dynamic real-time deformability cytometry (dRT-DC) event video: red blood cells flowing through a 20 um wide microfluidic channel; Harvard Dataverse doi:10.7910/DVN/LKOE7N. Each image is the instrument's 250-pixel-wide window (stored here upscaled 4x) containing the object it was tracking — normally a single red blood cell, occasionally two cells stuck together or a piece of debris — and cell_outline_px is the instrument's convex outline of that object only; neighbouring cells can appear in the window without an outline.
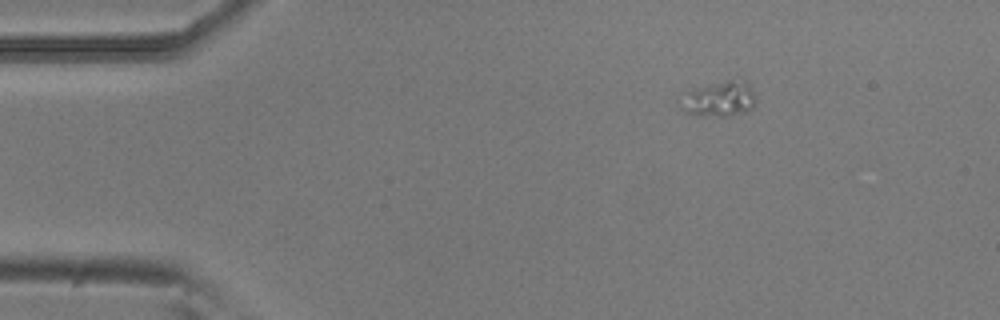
{"species": "common noctule bat (a hibernating species)", "species_latin": "Nyctalus noctula", "temperature_condition": "room temperature", "stored_images_in_passage": 47, "camera_frame_rate_fps": 3000, "um_per_image_px": 0.085, "animal": {"sex": "male", "body_mass_g": 20.5, "forearm_length_mm": 52.5}, "frame": {"image": 1, "passage_image": 1, "time_ms": 0.0, "image_size_px": [1000, 320], "cell_outline_px": [[756, 100], [752, 108], [744, 112], [728, 116], [696, 116], [684, 112], [680, 108], [688, 92], [696, 88], [728, 80], [744, 80], [748, 84]], "centroid_in_image_um": [61.16, 8.44], "position_along_channel_um": 23.8, "area_um2": 15.09}}
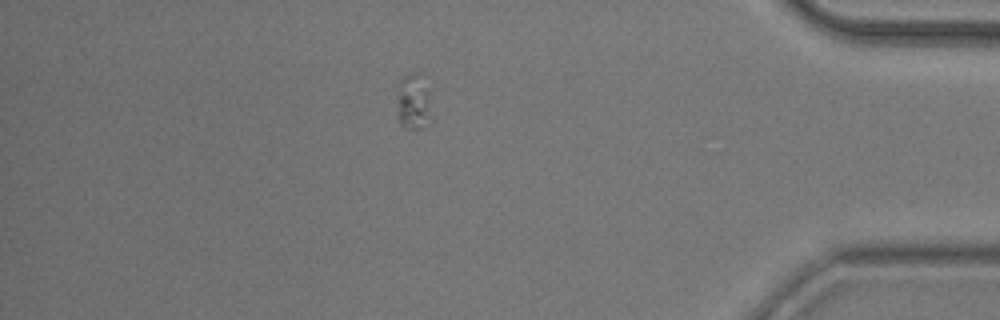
{"frame": {"image": 2, "passage_image": 40, "time_ms": 13.0, "image_size_px": [1000, 320], "cell_outline_px": [[432, 124], [424, 128], [408, 128], [400, 124], [396, 116], [396, 80], [400, 76], [412, 72], [420, 72], [428, 92], [432, 116]], "centroid_in_image_um": [35.09, 8.64], "position_along_channel_um": 400.1, "area_um2": 12.25}}